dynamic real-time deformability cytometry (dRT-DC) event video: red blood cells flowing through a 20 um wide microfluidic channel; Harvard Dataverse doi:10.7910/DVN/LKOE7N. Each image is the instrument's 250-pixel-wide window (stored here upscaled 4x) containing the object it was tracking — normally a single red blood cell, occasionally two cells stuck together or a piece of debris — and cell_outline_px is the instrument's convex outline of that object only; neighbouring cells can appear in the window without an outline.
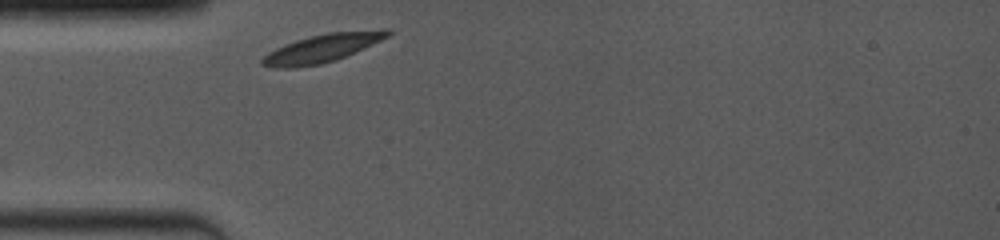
{"species": "common noctule bat (a hibernating species)", "species_latin": "Nyctalus noctula", "temperature_condition": "room temperature", "stored_images_in_passage": 10, "camera_frame_rate_fps": 4000, "um_per_image_px": 0.085, "animal": {"sex": "female", "body_mass_g": 19.0, "forearm_length_mm": 53.3}, "frame": {"image": 1, "passage_image": 1, "time_ms": 0.0, "image_size_px": [1000, 240], "cell_outline_px": [[392, 32], [388, 36], [372, 44], [336, 60], [320, 64], [296, 68], [276, 68], [260, 64], [260, 60], [268, 52], [284, 44], [296, 40], [328, 32], [380, 28], [388, 28]], "centroid_in_image_um": [27.39, 4.08], "position_along_channel_um": 57.6, "area_um2": 20.69}}
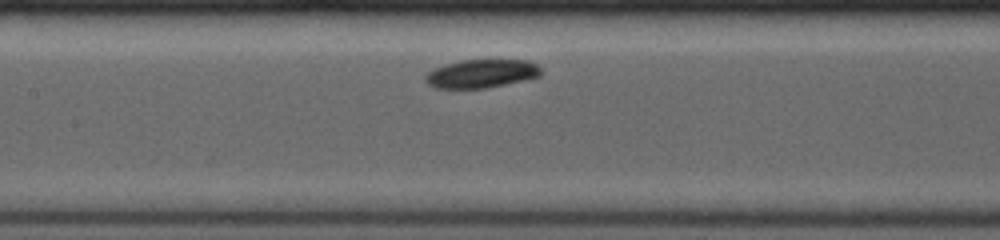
{"frame": {"image": 2, "passage_image": 6, "time_ms": 3.0, "image_size_px": [1000, 240], "cell_outline_px": [[540, 76], [524, 80], [484, 88], [432, 88], [424, 80], [424, 76], [428, 72], [444, 64], [460, 60], [528, 60], [536, 64], [540, 68]], "centroid_in_image_um": [40.88, 6.25], "position_along_channel_um": 166.5, "area_um2": 19.07}}
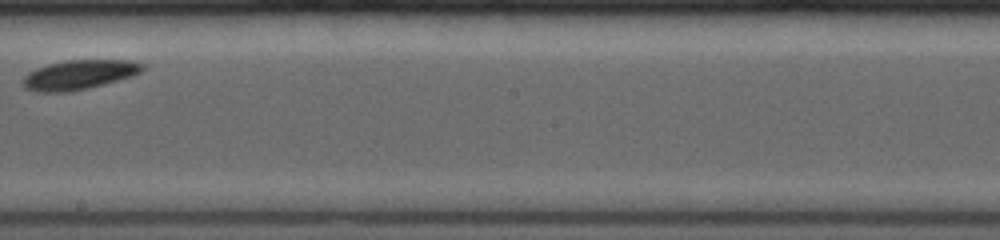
{"frame": {"image": 3, "passage_image": 9, "time_ms": 5.0, "image_size_px": [1000, 240], "cell_outline_px": [[144, 68], [140, 72], [132, 76], [104, 84], [88, 88], [68, 92], [36, 92], [24, 88], [24, 76], [28, 72], [36, 68], [48, 64], [68, 60], [132, 60], [144, 64]], "centroid_in_image_um": [6.72, 6.35], "position_along_channel_um": 241.5, "area_um2": 20.52}}